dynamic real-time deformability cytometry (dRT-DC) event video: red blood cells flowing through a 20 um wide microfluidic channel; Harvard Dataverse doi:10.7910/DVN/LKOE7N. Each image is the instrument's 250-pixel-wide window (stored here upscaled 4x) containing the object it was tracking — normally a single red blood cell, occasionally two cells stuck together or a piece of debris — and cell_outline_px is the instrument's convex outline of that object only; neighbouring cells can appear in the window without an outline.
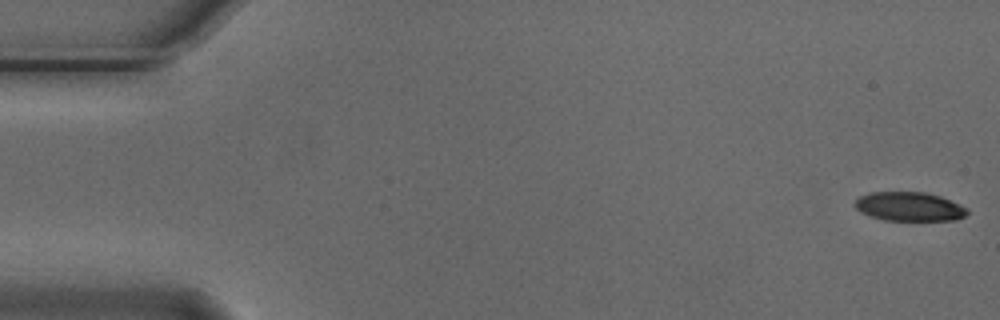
{"species": "Egyptian fruit bat (a non-hibernating species)", "species_latin": "Rousettus aegyptiacus", "temperature_condition": "cold", "stored_images_in_passage": 7, "camera_frame_rate_fps": 3000, "um_per_image_px": 0.085, "animal": {"sex": "male"}, "frame": {"image": 1, "passage_image": 1, "time_ms": 0.0, "image_size_px": [1000, 320], "cell_outline_px": [[968, 212], [964, 216], [956, 220], [884, 220], [860, 212], [852, 204], [860, 196], [868, 192], [924, 192], [940, 196], [968, 208]], "centroid_in_image_um": [77.27, 17.55], "position_along_channel_um": 7.7, "area_um2": 18.96}}
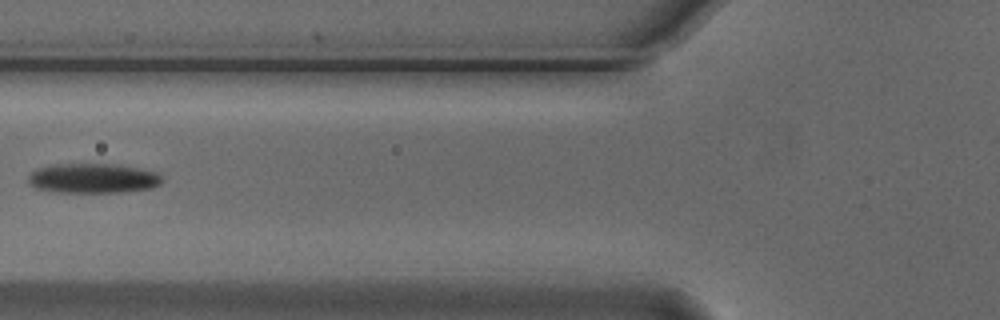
{"frame": {"image": 2, "passage_image": 6, "time_ms": 1.667, "image_size_px": [1000, 320], "cell_outline_px": [[164, 180], [160, 184], [152, 188], [120, 192], [56, 192], [36, 188], [28, 184], [28, 176], [36, 168], [52, 164], [116, 164], [140, 168], [156, 172]], "centroid_in_image_um": [7.89, 15.15], "position_along_channel_um": 117.9, "area_um2": 23.35}}
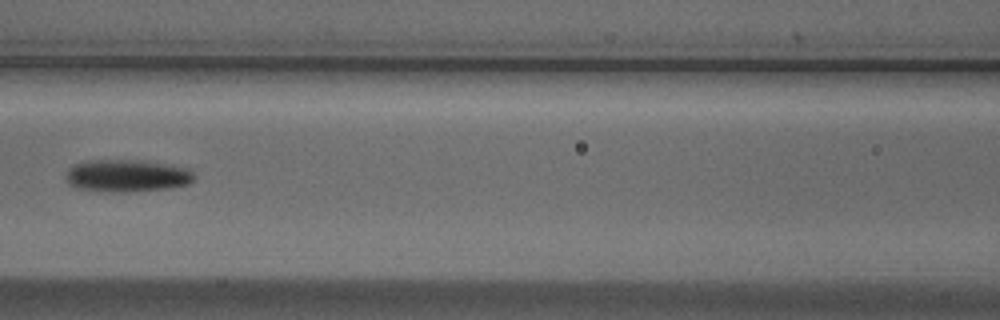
{"frame": {"image": 3, "passage_image": 7, "time_ms": 2.0, "image_size_px": [1000, 320], "cell_outline_px": [[196, 176], [188, 184], [168, 188], [124, 192], [112, 192], [76, 188], [68, 184], [64, 180], [64, 176], [68, 168], [72, 164], [84, 160], [140, 160], [192, 168]], "centroid_in_image_um": [10.75, 14.92], "position_along_channel_um": 155.9, "area_um2": 24.62}}